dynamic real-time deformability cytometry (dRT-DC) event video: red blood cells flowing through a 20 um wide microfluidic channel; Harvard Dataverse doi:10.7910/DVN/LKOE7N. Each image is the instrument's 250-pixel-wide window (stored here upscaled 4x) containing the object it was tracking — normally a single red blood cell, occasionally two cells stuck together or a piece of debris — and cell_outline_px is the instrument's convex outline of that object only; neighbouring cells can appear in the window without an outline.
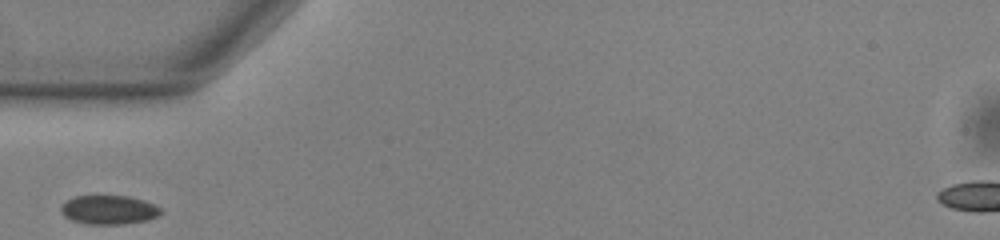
{"species": "common noctule bat (a hibernating species)", "species_latin": "Nyctalus noctula", "temperature_condition": "warm", "stored_images_in_passage": 1, "camera_frame_rate_fps": 3000, "um_per_image_px": 0.085, "animal": {"sex": "male", "body_mass_g": 13.0, "forearm_length_mm": 53.1}, "frame": {"image": 1, "passage_image": 1, "time_ms": 0.0, "image_size_px": [1000, 240], "cell_outline_px": [[164, 212], [148, 220], [124, 224], [88, 224], [72, 220], [64, 216], [60, 212], [60, 204], [76, 196], [128, 196], [144, 200], [160, 208]], "centroid_in_image_um": [9.23, 17.84], "position_along_channel_um": 75.8, "area_um2": 16.88}}